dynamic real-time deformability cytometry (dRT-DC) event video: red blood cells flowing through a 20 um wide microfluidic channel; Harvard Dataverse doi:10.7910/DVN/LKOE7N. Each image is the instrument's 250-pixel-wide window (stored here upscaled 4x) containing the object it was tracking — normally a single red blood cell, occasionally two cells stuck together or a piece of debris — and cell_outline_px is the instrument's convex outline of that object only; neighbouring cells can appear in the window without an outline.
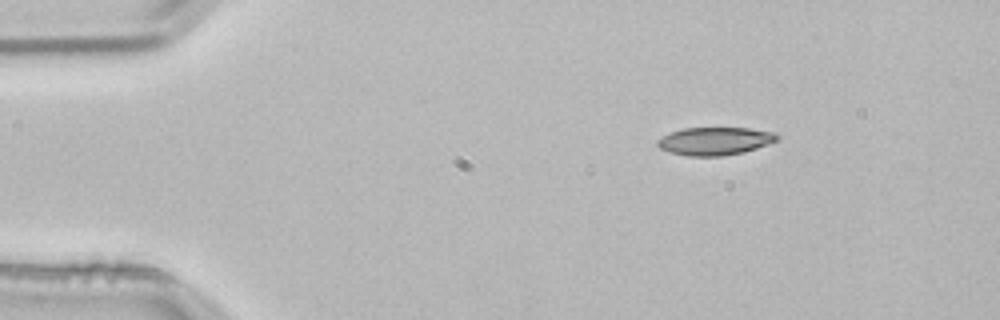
{"species": "common noctule bat (a hibernating species)", "species_latin": "Nyctalus noctula", "temperature_condition": "room temperature", "stored_images_in_passage": 3, "camera_frame_rate_fps": 3000, "um_per_image_px": 0.085, "animal": {"sex": "male", "body_mass_g": 21.5, "forearm_length_mm": 52.0}, "frame": {"image": 1, "passage_image": 1, "time_ms": 0.0, "image_size_px": [1000, 320], "cell_outline_px": [[780, 140], [744, 152], [720, 156], [688, 156], [668, 152], [660, 148], [656, 144], [656, 140], [672, 132], [684, 128], [748, 128], [776, 132], [780, 136]], "centroid_in_image_um": [60.8, 11.99], "position_along_channel_um": 24.2, "area_um2": 19.54}}
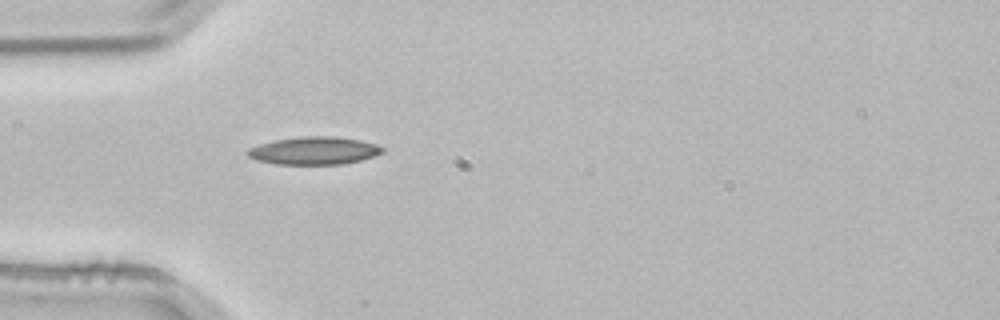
{"frame": {"image": 2, "passage_image": 3, "time_ms": 0.667, "image_size_px": [1000, 320], "cell_outline_px": [[384, 152], [360, 160], [344, 164], [276, 164], [256, 160], [248, 156], [244, 152], [248, 148], [260, 144], [276, 140], [304, 136], [336, 136], [360, 140], [376, 144], [384, 148]], "centroid_in_image_um": [26.68, 12.8], "position_along_channel_um": 58.3, "area_um2": 21.79}}